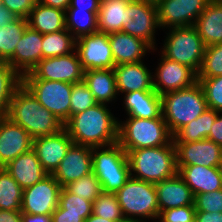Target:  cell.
Listing matches in <instances>:
<instances>
[{
    "mask_svg": "<svg viewBox=\"0 0 222 222\" xmlns=\"http://www.w3.org/2000/svg\"><path fill=\"white\" fill-rule=\"evenodd\" d=\"M118 126L117 117H114L106 104L97 103L71 116L63 128L74 144L93 148L118 142Z\"/></svg>",
    "mask_w": 222,
    "mask_h": 222,
    "instance_id": "cell-1",
    "label": "cell"
},
{
    "mask_svg": "<svg viewBox=\"0 0 222 222\" xmlns=\"http://www.w3.org/2000/svg\"><path fill=\"white\" fill-rule=\"evenodd\" d=\"M7 117L26 130L32 138L54 135L64 127L23 84L12 97Z\"/></svg>",
    "mask_w": 222,
    "mask_h": 222,
    "instance_id": "cell-2",
    "label": "cell"
},
{
    "mask_svg": "<svg viewBox=\"0 0 222 222\" xmlns=\"http://www.w3.org/2000/svg\"><path fill=\"white\" fill-rule=\"evenodd\" d=\"M126 153L130 176L135 179L155 184L174 177L178 172L173 141L169 145L136 149Z\"/></svg>",
    "mask_w": 222,
    "mask_h": 222,
    "instance_id": "cell-3",
    "label": "cell"
},
{
    "mask_svg": "<svg viewBox=\"0 0 222 222\" xmlns=\"http://www.w3.org/2000/svg\"><path fill=\"white\" fill-rule=\"evenodd\" d=\"M161 99L162 116L172 136L208 109L198 81L185 89L165 93Z\"/></svg>",
    "mask_w": 222,
    "mask_h": 222,
    "instance_id": "cell-4",
    "label": "cell"
},
{
    "mask_svg": "<svg viewBox=\"0 0 222 222\" xmlns=\"http://www.w3.org/2000/svg\"><path fill=\"white\" fill-rule=\"evenodd\" d=\"M173 141L166 122L159 118H127L119 121L118 143L125 152L169 145Z\"/></svg>",
    "mask_w": 222,
    "mask_h": 222,
    "instance_id": "cell-5",
    "label": "cell"
},
{
    "mask_svg": "<svg viewBox=\"0 0 222 222\" xmlns=\"http://www.w3.org/2000/svg\"><path fill=\"white\" fill-rule=\"evenodd\" d=\"M126 222H146L158 219L159 207L154 183L130 177L115 193ZM143 218V219H140Z\"/></svg>",
    "mask_w": 222,
    "mask_h": 222,
    "instance_id": "cell-6",
    "label": "cell"
},
{
    "mask_svg": "<svg viewBox=\"0 0 222 222\" xmlns=\"http://www.w3.org/2000/svg\"><path fill=\"white\" fill-rule=\"evenodd\" d=\"M92 172L101 183L103 192L116 193L131 177L127 153L118 142L93 147Z\"/></svg>",
    "mask_w": 222,
    "mask_h": 222,
    "instance_id": "cell-7",
    "label": "cell"
},
{
    "mask_svg": "<svg viewBox=\"0 0 222 222\" xmlns=\"http://www.w3.org/2000/svg\"><path fill=\"white\" fill-rule=\"evenodd\" d=\"M170 29V30H169ZM162 54L191 68L196 74L202 66L205 46L194 25L168 28Z\"/></svg>",
    "mask_w": 222,
    "mask_h": 222,
    "instance_id": "cell-8",
    "label": "cell"
},
{
    "mask_svg": "<svg viewBox=\"0 0 222 222\" xmlns=\"http://www.w3.org/2000/svg\"><path fill=\"white\" fill-rule=\"evenodd\" d=\"M23 85L39 103L52 112L63 124L70 118L73 84L43 79H23Z\"/></svg>",
    "mask_w": 222,
    "mask_h": 222,
    "instance_id": "cell-9",
    "label": "cell"
},
{
    "mask_svg": "<svg viewBox=\"0 0 222 222\" xmlns=\"http://www.w3.org/2000/svg\"><path fill=\"white\" fill-rule=\"evenodd\" d=\"M161 28L158 20L156 2L148 0H130L126 8V24L122 32L146 41L155 48V29Z\"/></svg>",
    "mask_w": 222,
    "mask_h": 222,
    "instance_id": "cell-10",
    "label": "cell"
},
{
    "mask_svg": "<svg viewBox=\"0 0 222 222\" xmlns=\"http://www.w3.org/2000/svg\"><path fill=\"white\" fill-rule=\"evenodd\" d=\"M83 75L84 70L75 50L67 55L42 59L23 76V79H43L74 84L83 81Z\"/></svg>",
    "mask_w": 222,
    "mask_h": 222,
    "instance_id": "cell-11",
    "label": "cell"
},
{
    "mask_svg": "<svg viewBox=\"0 0 222 222\" xmlns=\"http://www.w3.org/2000/svg\"><path fill=\"white\" fill-rule=\"evenodd\" d=\"M61 185L48 174L33 186L23 189L21 212L51 215L59 205Z\"/></svg>",
    "mask_w": 222,
    "mask_h": 222,
    "instance_id": "cell-12",
    "label": "cell"
},
{
    "mask_svg": "<svg viewBox=\"0 0 222 222\" xmlns=\"http://www.w3.org/2000/svg\"><path fill=\"white\" fill-rule=\"evenodd\" d=\"M82 69H113L115 66L108 34L95 32L76 39L75 48Z\"/></svg>",
    "mask_w": 222,
    "mask_h": 222,
    "instance_id": "cell-13",
    "label": "cell"
},
{
    "mask_svg": "<svg viewBox=\"0 0 222 222\" xmlns=\"http://www.w3.org/2000/svg\"><path fill=\"white\" fill-rule=\"evenodd\" d=\"M210 0H158L156 2L161 28L194 25Z\"/></svg>",
    "mask_w": 222,
    "mask_h": 222,
    "instance_id": "cell-14",
    "label": "cell"
},
{
    "mask_svg": "<svg viewBox=\"0 0 222 222\" xmlns=\"http://www.w3.org/2000/svg\"><path fill=\"white\" fill-rule=\"evenodd\" d=\"M160 60L153 75V87L160 96L197 82V74L191 68L166 58L162 53Z\"/></svg>",
    "mask_w": 222,
    "mask_h": 222,
    "instance_id": "cell-15",
    "label": "cell"
},
{
    "mask_svg": "<svg viewBox=\"0 0 222 222\" xmlns=\"http://www.w3.org/2000/svg\"><path fill=\"white\" fill-rule=\"evenodd\" d=\"M73 144L69 134L63 128L54 135L33 138L32 150L38 156L43 169L48 174H52Z\"/></svg>",
    "mask_w": 222,
    "mask_h": 222,
    "instance_id": "cell-16",
    "label": "cell"
},
{
    "mask_svg": "<svg viewBox=\"0 0 222 222\" xmlns=\"http://www.w3.org/2000/svg\"><path fill=\"white\" fill-rule=\"evenodd\" d=\"M174 145L176 166L218 167L222 160V147L208 139Z\"/></svg>",
    "mask_w": 222,
    "mask_h": 222,
    "instance_id": "cell-17",
    "label": "cell"
},
{
    "mask_svg": "<svg viewBox=\"0 0 222 222\" xmlns=\"http://www.w3.org/2000/svg\"><path fill=\"white\" fill-rule=\"evenodd\" d=\"M90 173H92V148L73 144L51 175L64 188Z\"/></svg>",
    "mask_w": 222,
    "mask_h": 222,
    "instance_id": "cell-18",
    "label": "cell"
},
{
    "mask_svg": "<svg viewBox=\"0 0 222 222\" xmlns=\"http://www.w3.org/2000/svg\"><path fill=\"white\" fill-rule=\"evenodd\" d=\"M33 138L8 117L0 118V167L32 149Z\"/></svg>",
    "mask_w": 222,
    "mask_h": 222,
    "instance_id": "cell-19",
    "label": "cell"
},
{
    "mask_svg": "<svg viewBox=\"0 0 222 222\" xmlns=\"http://www.w3.org/2000/svg\"><path fill=\"white\" fill-rule=\"evenodd\" d=\"M42 39L43 34L27 26L13 56L7 61L22 77L43 59Z\"/></svg>",
    "mask_w": 222,
    "mask_h": 222,
    "instance_id": "cell-20",
    "label": "cell"
},
{
    "mask_svg": "<svg viewBox=\"0 0 222 222\" xmlns=\"http://www.w3.org/2000/svg\"><path fill=\"white\" fill-rule=\"evenodd\" d=\"M141 61L137 63H127L115 65L113 70L116 77V87L118 95L133 91H152L153 73L147 69Z\"/></svg>",
    "mask_w": 222,
    "mask_h": 222,
    "instance_id": "cell-21",
    "label": "cell"
},
{
    "mask_svg": "<svg viewBox=\"0 0 222 222\" xmlns=\"http://www.w3.org/2000/svg\"><path fill=\"white\" fill-rule=\"evenodd\" d=\"M115 65L141 62L153 48L143 39L122 31L108 34Z\"/></svg>",
    "mask_w": 222,
    "mask_h": 222,
    "instance_id": "cell-22",
    "label": "cell"
},
{
    "mask_svg": "<svg viewBox=\"0 0 222 222\" xmlns=\"http://www.w3.org/2000/svg\"><path fill=\"white\" fill-rule=\"evenodd\" d=\"M178 175L191 189L193 195L222 189V176L218 167L197 165L176 166Z\"/></svg>",
    "mask_w": 222,
    "mask_h": 222,
    "instance_id": "cell-23",
    "label": "cell"
},
{
    "mask_svg": "<svg viewBox=\"0 0 222 222\" xmlns=\"http://www.w3.org/2000/svg\"><path fill=\"white\" fill-rule=\"evenodd\" d=\"M159 212L171 208L194 205V195L178 173L155 183Z\"/></svg>",
    "mask_w": 222,
    "mask_h": 222,
    "instance_id": "cell-24",
    "label": "cell"
},
{
    "mask_svg": "<svg viewBox=\"0 0 222 222\" xmlns=\"http://www.w3.org/2000/svg\"><path fill=\"white\" fill-rule=\"evenodd\" d=\"M3 168L14 178L22 189L33 186L48 175L43 169L38 156L32 149L19 155Z\"/></svg>",
    "mask_w": 222,
    "mask_h": 222,
    "instance_id": "cell-25",
    "label": "cell"
},
{
    "mask_svg": "<svg viewBox=\"0 0 222 222\" xmlns=\"http://www.w3.org/2000/svg\"><path fill=\"white\" fill-rule=\"evenodd\" d=\"M124 106L128 118L154 119L162 115V99L155 91H133L124 94Z\"/></svg>",
    "mask_w": 222,
    "mask_h": 222,
    "instance_id": "cell-26",
    "label": "cell"
},
{
    "mask_svg": "<svg viewBox=\"0 0 222 222\" xmlns=\"http://www.w3.org/2000/svg\"><path fill=\"white\" fill-rule=\"evenodd\" d=\"M194 26L205 47L222 43V2L210 0Z\"/></svg>",
    "mask_w": 222,
    "mask_h": 222,
    "instance_id": "cell-27",
    "label": "cell"
},
{
    "mask_svg": "<svg viewBox=\"0 0 222 222\" xmlns=\"http://www.w3.org/2000/svg\"><path fill=\"white\" fill-rule=\"evenodd\" d=\"M83 81L90 89L97 103L107 105V103H111L118 96L113 69L84 71Z\"/></svg>",
    "mask_w": 222,
    "mask_h": 222,
    "instance_id": "cell-28",
    "label": "cell"
},
{
    "mask_svg": "<svg viewBox=\"0 0 222 222\" xmlns=\"http://www.w3.org/2000/svg\"><path fill=\"white\" fill-rule=\"evenodd\" d=\"M27 21L28 26L41 34L53 33L66 29L65 11L42 5L39 2L35 3Z\"/></svg>",
    "mask_w": 222,
    "mask_h": 222,
    "instance_id": "cell-29",
    "label": "cell"
},
{
    "mask_svg": "<svg viewBox=\"0 0 222 222\" xmlns=\"http://www.w3.org/2000/svg\"><path fill=\"white\" fill-rule=\"evenodd\" d=\"M130 0H101L97 13L98 31L111 34L122 31Z\"/></svg>",
    "mask_w": 222,
    "mask_h": 222,
    "instance_id": "cell-30",
    "label": "cell"
},
{
    "mask_svg": "<svg viewBox=\"0 0 222 222\" xmlns=\"http://www.w3.org/2000/svg\"><path fill=\"white\" fill-rule=\"evenodd\" d=\"M218 113V111L208 108L197 119L179 129L173 135V142L186 143L207 139Z\"/></svg>",
    "mask_w": 222,
    "mask_h": 222,
    "instance_id": "cell-31",
    "label": "cell"
},
{
    "mask_svg": "<svg viewBox=\"0 0 222 222\" xmlns=\"http://www.w3.org/2000/svg\"><path fill=\"white\" fill-rule=\"evenodd\" d=\"M23 84V77L8 63L0 62V118L7 117L14 93Z\"/></svg>",
    "mask_w": 222,
    "mask_h": 222,
    "instance_id": "cell-32",
    "label": "cell"
},
{
    "mask_svg": "<svg viewBox=\"0 0 222 222\" xmlns=\"http://www.w3.org/2000/svg\"><path fill=\"white\" fill-rule=\"evenodd\" d=\"M75 48L76 38L67 29L43 34V59L70 54Z\"/></svg>",
    "mask_w": 222,
    "mask_h": 222,
    "instance_id": "cell-33",
    "label": "cell"
},
{
    "mask_svg": "<svg viewBox=\"0 0 222 222\" xmlns=\"http://www.w3.org/2000/svg\"><path fill=\"white\" fill-rule=\"evenodd\" d=\"M98 12L66 10V29L76 38L98 32Z\"/></svg>",
    "mask_w": 222,
    "mask_h": 222,
    "instance_id": "cell-34",
    "label": "cell"
},
{
    "mask_svg": "<svg viewBox=\"0 0 222 222\" xmlns=\"http://www.w3.org/2000/svg\"><path fill=\"white\" fill-rule=\"evenodd\" d=\"M27 26V19L17 18L0 28V61L7 62L13 56L16 45Z\"/></svg>",
    "mask_w": 222,
    "mask_h": 222,
    "instance_id": "cell-35",
    "label": "cell"
},
{
    "mask_svg": "<svg viewBox=\"0 0 222 222\" xmlns=\"http://www.w3.org/2000/svg\"><path fill=\"white\" fill-rule=\"evenodd\" d=\"M23 189L14 178L0 167V209L21 210Z\"/></svg>",
    "mask_w": 222,
    "mask_h": 222,
    "instance_id": "cell-36",
    "label": "cell"
},
{
    "mask_svg": "<svg viewBox=\"0 0 222 222\" xmlns=\"http://www.w3.org/2000/svg\"><path fill=\"white\" fill-rule=\"evenodd\" d=\"M92 214L110 221L126 222L115 193L102 192L93 202Z\"/></svg>",
    "mask_w": 222,
    "mask_h": 222,
    "instance_id": "cell-37",
    "label": "cell"
},
{
    "mask_svg": "<svg viewBox=\"0 0 222 222\" xmlns=\"http://www.w3.org/2000/svg\"><path fill=\"white\" fill-rule=\"evenodd\" d=\"M222 76V43L205 47L202 66L197 78Z\"/></svg>",
    "mask_w": 222,
    "mask_h": 222,
    "instance_id": "cell-38",
    "label": "cell"
},
{
    "mask_svg": "<svg viewBox=\"0 0 222 222\" xmlns=\"http://www.w3.org/2000/svg\"><path fill=\"white\" fill-rule=\"evenodd\" d=\"M59 205L64 209V214L80 215L84 220L92 214L93 202L70 193L65 187L61 188Z\"/></svg>",
    "mask_w": 222,
    "mask_h": 222,
    "instance_id": "cell-39",
    "label": "cell"
},
{
    "mask_svg": "<svg viewBox=\"0 0 222 222\" xmlns=\"http://www.w3.org/2000/svg\"><path fill=\"white\" fill-rule=\"evenodd\" d=\"M65 188L78 197L94 202L97 197L103 192L101 183L94 175L90 173L77 181L71 182Z\"/></svg>",
    "mask_w": 222,
    "mask_h": 222,
    "instance_id": "cell-40",
    "label": "cell"
},
{
    "mask_svg": "<svg viewBox=\"0 0 222 222\" xmlns=\"http://www.w3.org/2000/svg\"><path fill=\"white\" fill-rule=\"evenodd\" d=\"M97 102L84 81L74 83L71 91L70 117L96 105Z\"/></svg>",
    "mask_w": 222,
    "mask_h": 222,
    "instance_id": "cell-41",
    "label": "cell"
},
{
    "mask_svg": "<svg viewBox=\"0 0 222 222\" xmlns=\"http://www.w3.org/2000/svg\"><path fill=\"white\" fill-rule=\"evenodd\" d=\"M202 86L209 109L222 112V76L197 78Z\"/></svg>",
    "mask_w": 222,
    "mask_h": 222,
    "instance_id": "cell-42",
    "label": "cell"
},
{
    "mask_svg": "<svg viewBox=\"0 0 222 222\" xmlns=\"http://www.w3.org/2000/svg\"><path fill=\"white\" fill-rule=\"evenodd\" d=\"M194 207L196 212L222 213V189L195 195Z\"/></svg>",
    "mask_w": 222,
    "mask_h": 222,
    "instance_id": "cell-43",
    "label": "cell"
},
{
    "mask_svg": "<svg viewBox=\"0 0 222 222\" xmlns=\"http://www.w3.org/2000/svg\"><path fill=\"white\" fill-rule=\"evenodd\" d=\"M194 205L171 208L160 212L158 222H195Z\"/></svg>",
    "mask_w": 222,
    "mask_h": 222,
    "instance_id": "cell-44",
    "label": "cell"
},
{
    "mask_svg": "<svg viewBox=\"0 0 222 222\" xmlns=\"http://www.w3.org/2000/svg\"><path fill=\"white\" fill-rule=\"evenodd\" d=\"M37 0H1V4L18 18L27 19Z\"/></svg>",
    "mask_w": 222,
    "mask_h": 222,
    "instance_id": "cell-45",
    "label": "cell"
},
{
    "mask_svg": "<svg viewBox=\"0 0 222 222\" xmlns=\"http://www.w3.org/2000/svg\"><path fill=\"white\" fill-rule=\"evenodd\" d=\"M101 0H70L66 10H86L88 12H98Z\"/></svg>",
    "mask_w": 222,
    "mask_h": 222,
    "instance_id": "cell-46",
    "label": "cell"
},
{
    "mask_svg": "<svg viewBox=\"0 0 222 222\" xmlns=\"http://www.w3.org/2000/svg\"><path fill=\"white\" fill-rule=\"evenodd\" d=\"M52 222H84L85 220L80 215L64 214V209L58 205L55 211L51 214Z\"/></svg>",
    "mask_w": 222,
    "mask_h": 222,
    "instance_id": "cell-47",
    "label": "cell"
},
{
    "mask_svg": "<svg viewBox=\"0 0 222 222\" xmlns=\"http://www.w3.org/2000/svg\"><path fill=\"white\" fill-rule=\"evenodd\" d=\"M207 139L222 147V112L218 113Z\"/></svg>",
    "mask_w": 222,
    "mask_h": 222,
    "instance_id": "cell-48",
    "label": "cell"
},
{
    "mask_svg": "<svg viewBox=\"0 0 222 222\" xmlns=\"http://www.w3.org/2000/svg\"><path fill=\"white\" fill-rule=\"evenodd\" d=\"M195 222H222V213L196 212Z\"/></svg>",
    "mask_w": 222,
    "mask_h": 222,
    "instance_id": "cell-49",
    "label": "cell"
},
{
    "mask_svg": "<svg viewBox=\"0 0 222 222\" xmlns=\"http://www.w3.org/2000/svg\"><path fill=\"white\" fill-rule=\"evenodd\" d=\"M21 216V210L10 211L0 209V222H22Z\"/></svg>",
    "mask_w": 222,
    "mask_h": 222,
    "instance_id": "cell-50",
    "label": "cell"
},
{
    "mask_svg": "<svg viewBox=\"0 0 222 222\" xmlns=\"http://www.w3.org/2000/svg\"><path fill=\"white\" fill-rule=\"evenodd\" d=\"M22 222H52L51 215L27 214L22 212Z\"/></svg>",
    "mask_w": 222,
    "mask_h": 222,
    "instance_id": "cell-51",
    "label": "cell"
},
{
    "mask_svg": "<svg viewBox=\"0 0 222 222\" xmlns=\"http://www.w3.org/2000/svg\"><path fill=\"white\" fill-rule=\"evenodd\" d=\"M17 18L18 17L10 12L6 7L0 4V28L6 26L8 23L13 22Z\"/></svg>",
    "mask_w": 222,
    "mask_h": 222,
    "instance_id": "cell-52",
    "label": "cell"
},
{
    "mask_svg": "<svg viewBox=\"0 0 222 222\" xmlns=\"http://www.w3.org/2000/svg\"><path fill=\"white\" fill-rule=\"evenodd\" d=\"M37 2L48 7L61 9L63 11H66L70 4V0H37Z\"/></svg>",
    "mask_w": 222,
    "mask_h": 222,
    "instance_id": "cell-53",
    "label": "cell"
},
{
    "mask_svg": "<svg viewBox=\"0 0 222 222\" xmlns=\"http://www.w3.org/2000/svg\"><path fill=\"white\" fill-rule=\"evenodd\" d=\"M84 222H116L91 214Z\"/></svg>",
    "mask_w": 222,
    "mask_h": 222,
    "instance_id": "cell-54",
    "label": "cell"
},
{
    "mask_svg": "<svg viewBox=\"0 0 222 222\" xmlns=\"http://www.w3.org/2000/svg\"><path fill=\"white\" fill-rule=\"evenodd\" d=\"M218 169H219V172L222 176V160L220 161V164L218 165Z\"/></svg>",
    "mask_w": 222,
    "mask_h": 222,
    "instance_id": "cell-55",
    "label": "cell"
}]
</instances>
